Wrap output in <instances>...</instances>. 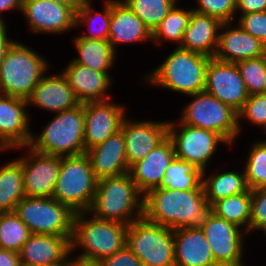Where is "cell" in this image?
Listing matches in <instances>:
<instances>
[{"label":"cell","instance_id":"5b68a950","mask_svg":"<svg viewBox=\"0 0 266 266\" xmlns=\"http://www.w3.org/2000/svg\"><path fill=\"white\" fill-rule=\"evenodd\" d=\"M48 67L41 55L14 41L0 65V94L26 100Z\"/></svg>","mask_w":266,"mask_h":266},{"label":"cell","instance_id":"7dc6e473","mask_svg":"<svg viewBox=\"0 0 266 266\" xmlns=\"http://www.w3.org/2000/svg\"><path fill=\"white\" fill-rule=\"evenodd\" d=\"M23 0H0V13L11 9H18L21 13ZM0 25H6L0 15Z\"/></svg>","mask_w":266,"mask_h":266},{"label":"cell","instance_id":"b9f144b4","mask_svg":"<svg viewBox=\"0 0 266 266\" xmlns=\"http://www.w3.org/2000/svg\"><path fill=\"white\" fill-rule=\"evenodd\" d=\"M241 15L238 25L266 46V11Z\"/></svg>","mask_w":266,"mask_h":266},{"label":"cell","instance_id":"681fc988","mask_svg":"<svg viewBox=\"0 0 266 266\" xmlns=\"http://www.w3.org/2000/svg\"><path fill=\"white\" fill-rule=\"evenodd\" d=\"M70 266H99L97 263H89V262H83L76 259L70 260Z\"/></svg>","mask_w":266,"mask_h":266},{"label":"cell","instance_id":"bcb514c9","mask_svg":"<svg viewBox=\"0 0 266 266\" xmlns=\"http://www.w3.org/2000/svg\"><path fill=\"white\" fill-rule=\"evenodd\" d=\"M6 29V25H0V65L5 57L7 50L15 41L8 38Z\"/></svg>","mask_w":266,"mask_h":266},{"label":"cell","instance_id":"d590c367","mask_svg":"<svg viewBox=\"0 0 266 266\" xmlns=\"http://www.w3.org/2000/svg\"><path fill=\"white\" fill-rule=\"evenodd\" d=\"M178 0H124L123 2L153 32Z\"/></svg>","mask_w":266,"mask_h":266},{"label":"cell","instance_id":"8d00e7d4","mask_svg":"<svg viewBox=\"0 0 266 266\" xmlns=\"http://www.w3.org/2000/svg\"><path fill=\"white\" fill-rule=\"evenodd\" d=\"M249 95L266 93V54L236 62Z\"/></svg>","mask_w":266,"mask_h":266},{"label":"cell","instance_id":"c3c4849f","mask_svg":"<svg viewBox=\"0 0 266 266\" xmlns=\"http://www.w3.org/2000/svg\"><path fill=\"white\" fill-rule=\"evenodd\" d=\"M52 1L71 7L75 11H77L83 5V2L85 0H52Z\"/></svg>","mask_w":266,"mask_h":266},{"label":"cell","instance_id":"44dd1931","mask_svg":"<svg viewBox=\"0 0 266 266\" xmlns=\"http://www.w3.org/2000/svg\"><path fill=\"white\" fill-rule=\"evenodd\" d=\"M26 101L28 105L34 104L56 113L74 109L82 104L62 73L43 76Z\"/></svg>","mask_w":266,"mask_h":266},{"label":"cell","instance_id":"7bdbcfd3","mask_svg":"<svg viewBox=\"0 0 266 266\" xmlns=\"http://www.w3.org/2000/svg\"><path fill=\"white\" fill-rule=\"evenodd\" d=\"M97 264L99 266H144L141 260L126 245Z\"/></svg>","mask_w":266,"mask_h":266},{"label":"cell","instance_id":"4316f807","mask_svg":"<svg viewBox=\"0 0 266 266\" xmlns=\"http://www.w3.org/2000/svg\"><path fill=\"white\" fill-rule=\"evenodd\" d=\"M219 33L218 46L214 59L236 63L245 59L258 58L266 54V46L251 34L244 31L238 24Z\"/></svg>","mask_w":266,"mask_h":266},{"label":"cell","instance_id":"4dcf8cb0","mask_svg":"<svg viewBox=\"0 0 266 266\" xmlns=\"http://www.w3.org/2000/svg\"><path fill=\"white\" fill-rule=\"evenodd\" d=\"M192 190L203 189L202 170L194 163L174 158L165 171L158 189Z\"/></svg>","mask_w":266,"mask_h":266},{"label":"cell","instance_id":"30bf717a","mask_svg":"<svg viewBox=\"0 0 266 266\" xmlns=\"http://www.w3.org/2000/svg\"><path fill=\"white\" fill-rule=\"evenodd\" d=\"M189 96L195 99L184 108L179 122L212 130L220 134L227 144L233 143L239 133L238 113L205 91Z\"/></svg>","mask_w":266,"mask_h":266},{"label":"cell","instance_id":"4fadbf2b","mask_svg":"<svg viewBox=\"0 0 266 266\" xmlns=\"http://www.w3.org/2000/svg\"><path fill=\"white\" fill-rule=\"evenodd\" d=\"M28 155L18 158L22 165L25 197L52 198L61 167V156L34 151L29 146Z\"/></svg>","mask_w":266,"mask_h":266},{"label":"cell","instance_id":"9a60e30c","mask_svg":"<svg viewBox=\"0 0 266 266\" xmlns=\"http://www.w3.org/2000/svg\"><path fill=\"white\" fill-rule=\"evenodd\" d=\"M27 101L0 94V150L28 147L31 143Z\"/></svg>","mask_w":266,"mask_h":266},{"label":"cell","instance_id":"ee69618b","mask_svg":"<svg viewBox=\"0 0 266 266\" xmlns=\"http://www.w3.org/2000/svg\"><path fill=\"white\" fill-rule=\"evenodd\" d=\"M242 14L266 11V0H237L236 11Z\"/></svg>","mask_w":266,"mask_h":266},{"label":"cell","instance_id":"ffe728a7","mask_svg":"<svg viewBox=\"0 0 266 266\" xmlns=\"http://www.w3.org/2000/svg\"><path fill=\"white\" fill-rule=\"evenodd\" d=\"M175 157L173 143L167 137L143 160L129 168V174L143 197L159 187L166 169Z\"/></svg>","mask_w":266,"mask_h":266},{"label":"cell","instance_id":"ba28073f","mask_svg":"<svg viewBox=\"0 0 266 266\" xmlns=\"http://www.w3.org/2000/svg\"><path fill=\"white\" fill-rule=\"evenodd\" d=\"M126 246L144 266H175L174 230L144 216L128 225Z\"/></svg>","mask_w":266,"mask_h":266},{"label":"cell","instance_id":"d4e9b609","mask_svg":"<svg viewBox=\"0 0 266 266\" xmlns=\"http://www.w3.org/2000/svg\"><path fill=\"white\" fill-rule=\"evenodd\" d=\"M62 74L82 104L111 99V96L105 93L111 85L110 74L95 71L73 61H70Z\"/></svg>","mask_w":266,"mask_h":266},{"label":"cell","instance_id":"74e56055","mask_svg":"<svg viewBox=\"0 0 266 266\" xmlns=\"http://www.w3.org/2000/svg\"><path fill=\"white\" fill-rule=\"evenodd\" d=\"M246 182L252 189L266 188V141H257L244 167Z\"/></svg>","mask_w":266,"mask_h":266},{"label":"cell","instance_id":"f1b7e54d","mask_svg":"<svg viewBox=\"0 0 266 266\" xmlns=\"http://www.w3.org/2000/svg\"><path fill=\"white\" fill-rule=\"evenodd\" d=\"M205 197L211 207L215 202L232 195L247 192L245 172L228 171L212 175L207 179L202 176Z\"/></svg>","mask_w":266,"mask_h":266},{"label":"cell","instance_id":"277c9868","mask_svg":"<svg viewBox=\"0 0 266 266\" xmlns=\"http://www.w3.org/2000/svg\"><path fill=\"white\" fill-rule=\"evenodd\" d=\"M210 57L177 46L148 77L152 84L185 95L203 92Z\"/></svg>","mask_w":266,"mask_h":266},{"label":"cell","instance_id":"52a82bcc","mask_svg":"<svg viewBox=\"0 0 266 266\" xmlns=\"http://www.w3.org/2000/svg\"><path fill=\"white\" fill-rule=\"evenodd\" d=\"M97 181L86 153L61 156L53 198L68 206L74 213L88 212L94 199Z\"/></svg>","mask_w":266,"mask_h":266},{"label":"cell","instance_id":"836d02e7","mask_svg":"<svg viewBox=\"0 0 266 266\" xmlns=\"http://www.w3.org/2000/svg\"><path fill=\"white\" fill-rule=\"evenodd\" d=\"M104 10L102 13H96L93 15V8L91 7L90 0H85L83 5L76 11V26L81 23H87L86 25L91 32L89 35H79L80 38L88 40H109V26L111 20V0H105ZM100 17V18H99ZM98 19V20H97ZM100 19V21H99ZM97 21L100 22V27L92 29ZM96 22V23H95ZM92 27V28H91ZM98 28V29H97ZM94 31V32H93Z\"/></svg>","mask_w":266,"mask_h":266},{"label":"cell","instance_id":"484cf974","mask_svg":"<svg viewBox=\"0 0 266 266\" xmlns=\"http://www.w3.org/2000/svg\"><path fill=\"white\" fill-rule=\"evenodd\" d=\"M152 40L151 30L121 0H111L109 43L115 51V44Z\"/></svg>","mask_w":266,"mask_h":266},{"label":"cell","instance_id":"83f0119b","mask_svg":"<svg viewBox=\"0 0 266 266\" xmlns=\"http://www.w3.org/2000/svg\"><path fill=\"white\" fill-rule=\"evenodd\" d=\"M74 43L79 53V57L72 60L74 63L103 73H108L114 65L116 51L113 50L109 40H88L75 37Z\"/></svg>","mask_w":266,"mask_h":266},{"label":"cell","instance_id":"8fae6325","mask_svg":"<svg viewBox=\"0 0 266 266\" xmlns=\"http://www.w3.org/2000/svg\"><path fill=\"white\" fill-rule=\"evenodd\" d=\"M180 126L176 131V123L168 122V138L172 141L175 156L185 162L194 163L202 170L205 176V169L209 160L217 150L219 143L227 141L218 133L203 128L177 123Z\"/></svg>","mask_w":266,"mask_h":266},{"label":"cell","instance_id":"603a6c76","mask_svg":"<svg viewBox=\"0 0 266 266\" xmlns=\"http://www.w3.org/2000/svg\"><path fill=\"white\" fill-rule=\"evenodd\" d=\"M175 266H219L200 227L174 229Z\"/></svg>","mask_w":266,"mask_h":266},{"label":"cell","instance_id":"cb8c5ba5","mask_svg":"<svg viewBox=\"0 0 266 266\" xmlns=\"http://www.w3.org/2000/svg\"><path fill=\"white\" fill-rule=\"evenodd\" d=\"M85 153L89 157L91 168L98 180L129 172L125 139L121 131L108 137L104 142L89 148Z\"/></svg>","mask_w":266,"mask_h":266},{"label":"cell","instance_id":"d6a6232c","mask_svg":"<svg viewBox=\"0 0 266 266\" xmlns=\"http://www.w3.org/2000/svg\"><path fill=\"white\" fill-rule=\"evenodd\" d=\"M31 232L15 212H0V249L19 253Z\"/></svg>","mask_w":266,"mask_h":266},{"label":"cell","instance_id":"60d3db41","mask_svg":"<svg viewBox=\"0 0 266 266\" xmlns=\"http://www.w3.org/2000/svg\"><path fill=\"white\" fill-rule=\"evenodd\" d=\"M249 232L266 226V188L251 190Z\"/></svg>","mask_w":266,"mask_h":266},{"label":"cell","instance_id":"2e32d148","mask_svg":"<svg viewBox=\"0 0 266 266\" xmlns=\"http://www.w3.org/2000/svg\"><path fill=\"white\" fill-rule=\"evenodd\" d=\"M84 104V149L85 151L120 131L126 117L125 107L112 104L108 100Z\"/></svg>","mask_w":266,"mask_h":266},{"label":"cell","instance_id":"d6986e66","mask_svg":"<svg viewBox=\"0 0 266 266\" xmlns=\"http://www.w3.org/2000/svg\"><path fill=\"white\" fill-rule=\"evenodd\" d=\"M71 238L60 235L31 234L21 247V266L70 263Z\"/></svg>","mask_w":266,"mask_h":266},{"label":"cell","instance_id":"5bb4252c","mask_svg":"<svg viewBox=\"0 0 266 266\" xmlns=\"http://www.w3.org/2000/svg\"><path fill=\"white\" fill-rule=\"evenodd\" d=\"M204 91L237 113L249 96L236 63L221 62L214 58L210 59L207 66Z\"/></svg>","mask_w":266,"mask_h":266},{"label":"cell","instance_id":"f6af8a7d","mask_svg":"<svg viewBox=\"0 0 266 266\" xmlns=\"http://www.w3.org/2000/svg\"><path fill=\"white\" fill-rule=\"evenodd\" d=\"M0 266H21L19 254L0 249Z\"/></svg>","mask_w":266,"mask_h":266},{"label":"cell","instance_id":"ac0fdd59","mask_svg":"<svg viewBox=\"0 0 266 266\" xmlns=\"http://www.w3.org/2000/svg\"><path fill=\"white\" fill-rule=\"evenodd\" d=\"M120 131L125 139L126 159L130 168L168 137V122H132L125 117Z\"/></svg>","mask_w":266,"mask_h":266},{"label":"cell","instance_id":"ab89813d","mask_svg":"<svg viewBox=\"0 0 266 266\" xmlns=\"http://www.w3.org/2000/svg\"><path fill=\"white\" fill-rule=\"evenodd\" d=\"M243 117L251 123L261 125L266 128V93L249 95L243 107L238 112V129L240 128V119Z\"/></svg>","mask_w":266,"mask_h":266},{"label":"cell","instance_id":"f35d334b","mask_svg":"<svg viewBox=\"0 0 266 266\" xmlns=\"http://www.w3.org/2000/svg\"><path fill=\"white\" fill-rule=\"evenodd\" d=\"M193 11L219 19L222 23H232L235 18L237 0H198Z\"/></svg>","mask_w":266,"mask_h":266},{"label":"cell","instance_id":"816d5d0a","mask_svg":"<svg viewBox=\"0 0 266 266\" xmlns=\"http://www.w3.org/2000/svg\"><path fill=\"white\" fill-rule=\"evenodd\" d=\"M262 230L264 231V233L266 235V226Z\"/></svg>","mask_w":266,"mask_h":266},{"label":"cell","instance_id":"8992f818","mask_svg":"<svg viewBox=\"0 0 266 266\" xmlns=\"http://www.w3.org/2000/svg\"><path fill=\"white\" fill-rule=\"evenodd\" d=\"M84 104L57 112L36 138L32 135L29 147L34 151L58 156L80 155L84 149Z\"/></svg>","mask_w":266,"mask_h":266},{"label":"cell","instance_id":"e575fe53","mask_svg":"<svg viewBox=\"0 0 266 266\" xmlns=\"http://www.w3.org/2000/svg\"><path fill=\"white\" fill-rule=\"evenodd\" d=\"M192 11V9L187 11L179 9L176 3L152 32L153 42L155 41L161 44L163 41L162 39L165 38V40L177 41L181 44Z\"/></svg>","mask_w":266,"mask_h":266},{"label":"cell","instance_id":"7c38bea8","mask_svg":"<svg viewBox=\"0 0 266 266\" xmlns=\"http://www.w3.org/2000/svg\"><path fill=\"white\" fill-rule=\"evenodd\" d=\"M200 228L219 266H244L241 260L244 237L240 232L243 229L217 216L211 210L207 213Z\"/></svg>","mask_w":266,"mask_h":266},{"label":"cell","instance_id":"7402d4cb","mask_svg":"<svg viewBox=\"0 0 266 266\" xmlns=\"http://www.w3.org/2000/svg\"><path fill=\"white\" fill-rule=\"evenodd\" d=\"M230 24L192 11L182 42L178 44V47L213 58L218 46V31L229 27Z\"/></svg>","mask_w":266,"mask_h":266},{"label":"cell","instance_id":"f907efd6","mask_svg":"<svg viewBox=\"0 0 266 266\" xmlns=\"http://www.w3.org/2000/svg\"><path fill=\"white\" fill-rule=\"evenodd\" d=\"M42 266H70V263H58L53 265H42Z\"/></svg>","mask_w":266,"mask_h":266},{"label":"cell","instance_id":"f546056e","mask_svg":"<svg viewBox=\"0 0 266 266\" xmlns=\"http://www.w3.org/2000/svg\"><path fill=\"white\" fill-rule=\"evenodd\" d=\"M24 197L22 165L14 159L0 168V212H14Z\"/></svg>","mask_w":266,"mask_h":266},{"label":"cell","instance_id":"3957f363","mask_svg":"<svg viewBox=\"0 0 266 266\" xmlns=\"http://www.w3.org/2000/svg\"><path fill=\"white\" fill-rule=\"evenodd\" d=\"M85 214L75 213L73 219L71 251L76 246L84 251L76 260L98 263L126 245L127 224L95 217L87 219Z\"/></svg>","mask_w":266,"mask_h":266},{"label":"cell","instance_id":"e0dca14e","mask_svg":"<svg viewBox=\"0 0 266 266\" xmlns=\"http://www.w3.org/2000/svg\"><path fill=\"white\" fill-rule=\"evenodd\" d=\"M22 14L38 33H63L76 27V11L52 0H23Z\"/></svg>","mask_w":266,"mask_h":266},{"label":"cell","instance_id":"6da1fadb","mask_svg":"<svg viewBox=\"0 0 266 266\" xmlns=\"http://www.w3.org/2000/svg\"><path fill=\"white\" fill-rule=\"evenodd\" d=\"M210 206L204 189H153L144 196L143 216L170 229L200 227Z\"/></svg>","mask_w":266,"mask_h":266},{"label":"cell","instance_id":"1f68e13d","mask_svg":"<svg viewBox=\"0 0 266 266\" xmlns=\"http://www.w3.org/2000/svg\"><path fill=\"white\" fill-rule=\"evenodd\" d=\"M251 189L247 192L232 195L215 202L210 210L217 216L237 226L245 227L243 233L249 232ZM245 225V226H244ZM244 226V227H243Z\"/></svg>","mask_w":266,"mask_h":266},{"label":"cell","instance_id":"7a4b0ae2","mask_svg":"<svg viewBox=\"0 0 266 266\" xmlns=\"http://www.w3.org/2000/svg\"><path fill=\"white\" fill-rule=\"evenodd\" d=\"M87 213L100 220L130 225L143 216L144 197L129 172L101 178L97 181L94 199Z\"/></svg>","mask_w":266,"mask_h":266},{"label":"cell","instance_id":"9c48e42d","mask_svg":"<svg viewBox=\"0 0 266 266\" xmlns=\"http://www.w3.org/2000/svg\"><path fill=\"white\" fill-rule=\"evenodd\" d=\"M15 214L26 224L31 234L72 237L75 213L56 199L24 197Z\"/></svg>","mask_w":266,"mask_h":266}]
</instances>
